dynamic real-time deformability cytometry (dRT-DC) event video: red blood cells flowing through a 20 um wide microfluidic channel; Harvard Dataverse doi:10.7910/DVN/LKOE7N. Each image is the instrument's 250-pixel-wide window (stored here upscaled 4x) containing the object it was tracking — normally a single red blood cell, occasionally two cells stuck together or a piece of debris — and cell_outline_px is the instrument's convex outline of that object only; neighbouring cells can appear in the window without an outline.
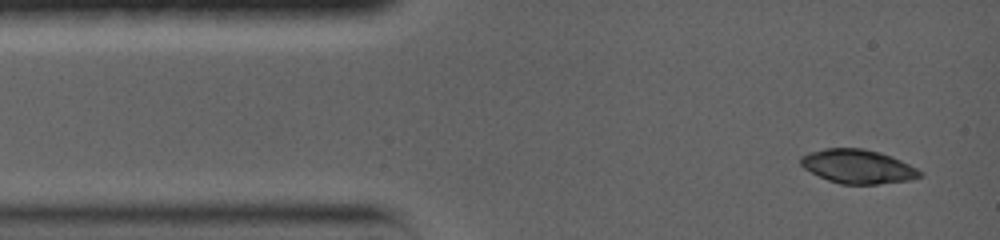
{"species": "common noctule bat (a hibernating species)", "species_latin": "Nyctalus noctula", "temperature_condition": "warm", "stored_images_in_passage": 3, "camera_frame_rate_fps": 5000, "um_per_image_px": 0.085, "animal": {"sex": "female", "body_mass_g": 19.0, "forearm_length_mm": 56.7}, "frame": {"image": 1, "passage_image": 1, "time_ms": 0.0, "image_size_px": [1000, 240], "cell_outline_px": [[924, 176], [908, 180], [876, 184], [840, 184], [828, 180], [804, 168], [800, 164], [800, 156], [808, 152], [824, 148], [864, 148], [880, 152], [892, 156], [924, 172]], "centroid_in_image_um": [72.92, 14.14], "position_along_channel_um": 12.1, "area_um2": 23.64}}